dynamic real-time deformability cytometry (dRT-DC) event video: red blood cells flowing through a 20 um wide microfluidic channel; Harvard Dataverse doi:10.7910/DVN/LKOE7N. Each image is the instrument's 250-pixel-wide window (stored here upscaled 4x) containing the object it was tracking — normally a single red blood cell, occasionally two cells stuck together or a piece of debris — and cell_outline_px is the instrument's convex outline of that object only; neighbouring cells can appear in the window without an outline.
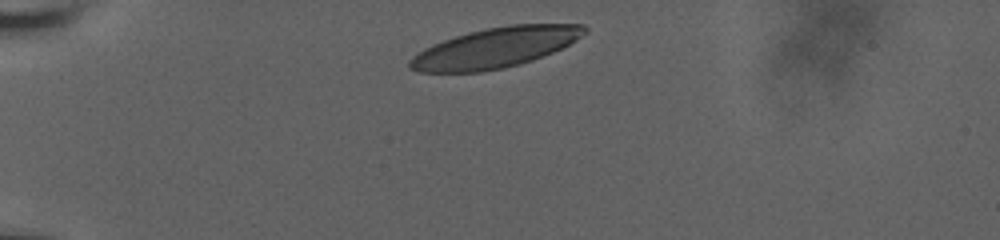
{"species": "human", "species_latin": "Homo sapiens", "temperature_condition": "room temperature", "stored_images_in_passage": 20, "camera_frame_rate_fps": 3000, "um_per_image_px": 0.085, "donor": {"sex": "male"}, "frame": {"image": 1, "passage_image": 1, "time_ms": 0.0, "image_size_px": [1000, 240], "cell_outline_px": [[588, 32], [576, 40], [552, 52], [532, 60], [520, 64], [504, 68], [480, 72], [420, 72], [408, 68], [408, 60], [412, 56], [424, 48], [432, 44], [468, 32], [484, 28], [508, 24], [584, 24], [588, 28]], "centroid_in_image_um": [42.08, 4.05], "position_along_channel_um": 42.9, "area_um2": 40.98}}
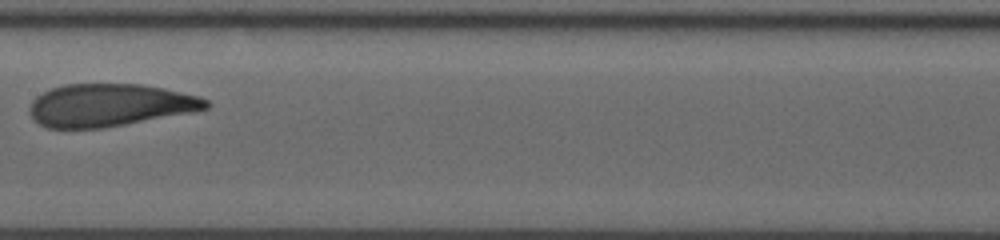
{"frame": {"image": 2, "passage_image": 12, "time_ms": 5.667, "image_size_px": [1000, 240], "cell_outline_px": [[212, 104], [208, 108], [196, 112], [104, 128], [48, 128], [40, 124], [28, 112], [28, 108], [32, 100], [36, 96], [52, 88], [64, 84], [140, 84], [164, 88], [200, 96], [208, 100]], "centroid_in_image_um": [9.36, 8.94], "position_along_channel_um": 198.0, "area_um2": 44.16}}
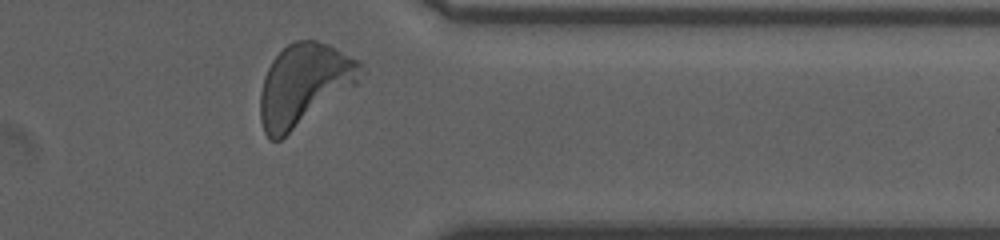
{"frame": {"image": 3, "passage_image": 20, "time_ms": 11.0, "image_size_px": [1000, 240], "cell_outline_px": [[364, 72], [356, 84], [280, 140], [268, 140], [264, 132], [260, 120], [260, 92], [264, 76], [272, 60], [288, 44], [296, 40], [316, 40], [328, 44], [360, 60], [364, 64]], "centroid_in_image_um": [25.84, 7.18], "position_along_channel_um": 385.6, "area_um2": 47.69}, "authors_computed_cell_mechanics": {"area_um2": 44.4482, "velocity_mm_per_s": 3.6182, "shape_relaxation_time_tau1_ms": 2.9582, "shape_relaxation_time_tau2_ms": 1.464, "deformation_change_tau1": 0.1522, "deformation_change_tau2": 0.0838}}